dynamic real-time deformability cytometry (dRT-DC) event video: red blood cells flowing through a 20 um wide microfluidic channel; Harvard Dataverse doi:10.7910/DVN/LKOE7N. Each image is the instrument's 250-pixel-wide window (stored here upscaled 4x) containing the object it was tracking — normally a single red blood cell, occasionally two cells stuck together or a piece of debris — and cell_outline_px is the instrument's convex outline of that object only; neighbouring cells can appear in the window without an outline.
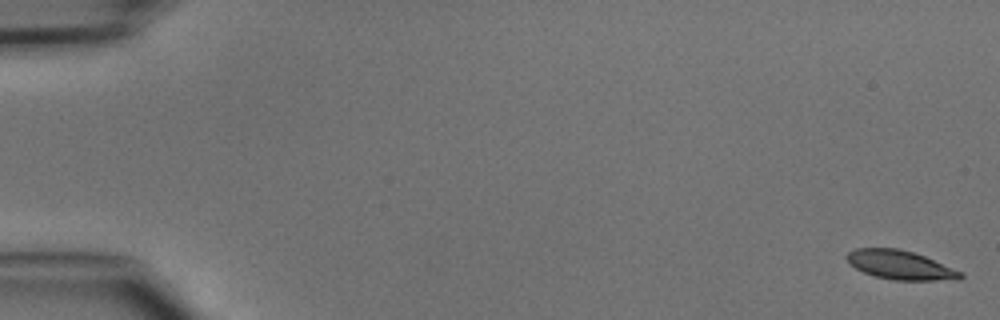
{"species": "common noctule bat (a hibernating species)", "species_latin": "Nyctalus noctula", "temperature_condition": "cold", "stored_images_in_passage": 48, "camera_frame_rate_fps": 3000, "um_per_image_px": 0.085, "animal": {"sex": "male", "body_mass_g": 15.6}, "frame": {"image": 1, "passage_image": 1, "time_ms": 0.0, "image_size_px": [1000, 320], "cell_outline_px": [[964, 276], [960, 280], [892, 280], [876, 276], [864, 272], [848, 264], [844, 256], [848, 252], [856, 248], [896, 248], [912, 252], [924, 256], [964, 272]], "centroid_in_image_um": [76.53, 22.53], "position_along_channel_um": 8.5, "area_um2": 19.31}}
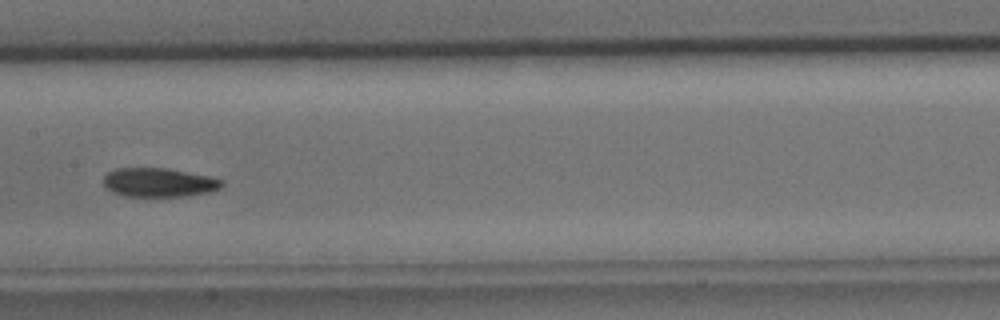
{"frame": {"image": 2, "passage_image": 25, "time_ms": 8.0, "image_size_px": [1000, 320], "cell_outline_px": [[224, 184], [220, 188], [208, 192], [184, 196], [124, 196], [112, 192], [104, 184], [104, 176], [108, 172], [116, 168], [168, 168], [208, 176], [224, 180]], "centroid_in_image_um": [13.51, 15.5], "position_along_channel_um": 193.9, "area_um2": 19.88}}
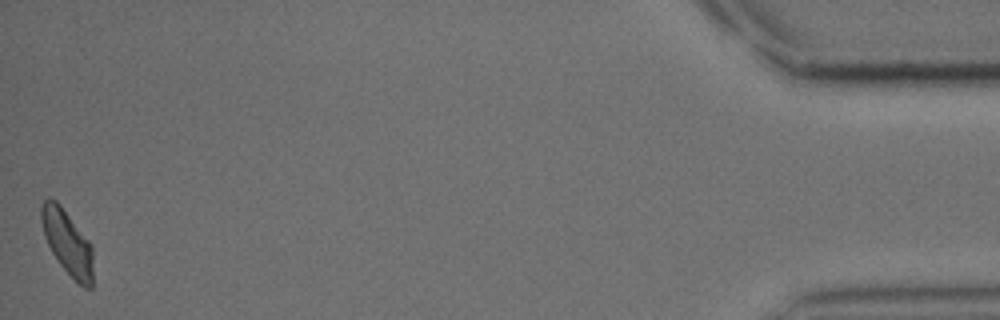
{"frame": {"image": 3, "passage_image": 48, "time_ms": 15.667, "image_size_px": [1000, 320], "cell_outline_px": [[92, 288], [84, 288], [60, 264], [52, 252], [44, 236], [40, 220], [40, 208], [44, 200], [48, 196], [56, 200], [60, 204], [88, 240], [92, 248]], "centroid_in_image_um": [5.69, 20.56], "position_along_channel_um": 429.5, "area_um2": 19.25}}